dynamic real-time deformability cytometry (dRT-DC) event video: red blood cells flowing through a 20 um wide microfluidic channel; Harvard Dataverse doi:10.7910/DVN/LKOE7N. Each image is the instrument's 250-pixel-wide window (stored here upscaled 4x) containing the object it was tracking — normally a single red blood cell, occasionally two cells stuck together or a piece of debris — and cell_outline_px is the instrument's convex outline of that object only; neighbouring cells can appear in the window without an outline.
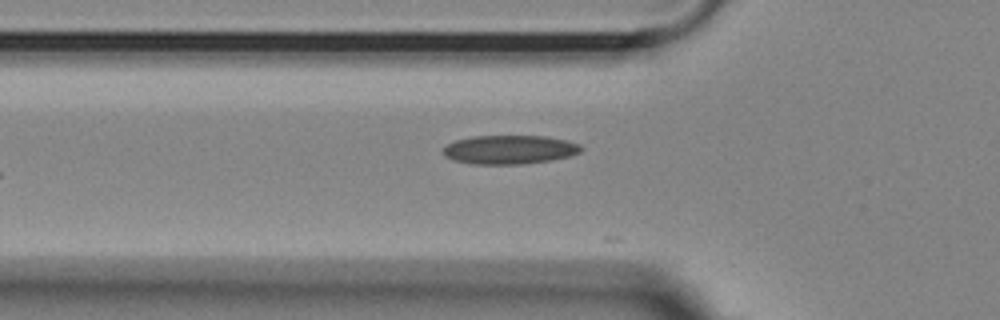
{"species": "Egyptian fruit bat (a non-hibernating species)", "species_latin": "Rousettus aegyptiacus", "temperature_condition": "room temperature", "stored_images_in_passage": 4, "camera_frame_rate_fps": 3000, "um_per_image_px": 0.085, "animal": {"sex": "female"}, "frame": {"image": 1, "passage_image": 2, "time_ms": 0.333, "image_size_px": [1000, 320], "cell_outline_px": [[584, 148], [580, 152], [568, 156], [552, 160], [524, 164], [472, 164], [452, 160], [444, 156], [444, 148], [448, 144], [456, 140], [472, 136], [544, 136], [568, 140], [580, 144]], "centroid_in_image_um": [43.33, 12.72], "position_along_channel_um": 82.5, "area_um2": 23.29}}